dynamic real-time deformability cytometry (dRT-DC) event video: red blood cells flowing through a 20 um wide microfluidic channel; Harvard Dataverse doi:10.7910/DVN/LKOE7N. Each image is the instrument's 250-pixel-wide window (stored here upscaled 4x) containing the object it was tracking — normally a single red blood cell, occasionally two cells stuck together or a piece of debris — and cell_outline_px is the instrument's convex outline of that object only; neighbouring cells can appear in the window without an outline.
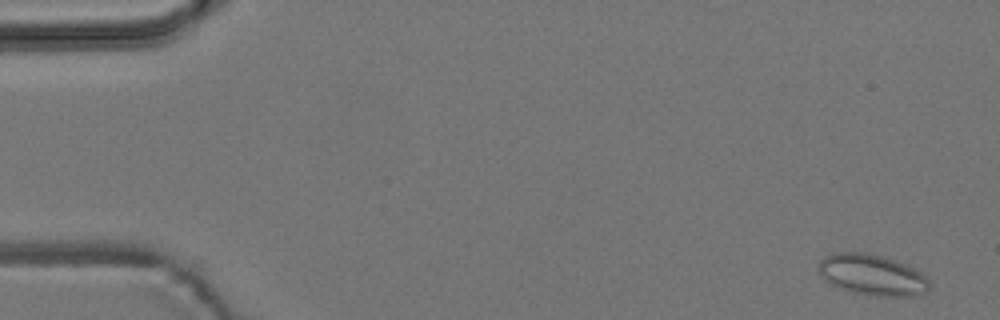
{"species": "common noctule bat (a hibernating species)", "species_latin": "Nyctalus noctula", "temperature_condition": "room temperature", "stored_images_in_passage": 6, "camera_frame_rate_fps": 3000, "um_per_image_px": 0.085, "animal": {"sex": "male", "body_mass_g": 19.2, "forearm_length_mm": 51.8}, "frame": {"image": 1, "passage_image": 1, "time_ms": 0.0, "image_size_px": [1000, 320], "cell_outline_px": [[928, 288], [924, 292], [912, 296], [872, 296], [852, 292], [840, 288], [824, 280], [820, 276], [820, 260], [824, 256], [840, 252], [868, 252], [904, 264], [920, 272], [928, 280]], "centroid_in_image_um": [74.09, 23.37], "position_along_channel_um": 10.9, "area_um2": 26.07}}
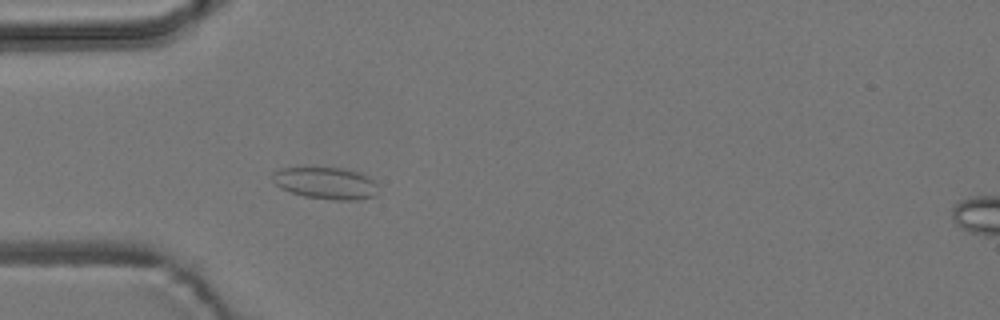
{"frame": {"image": 2, "passage_image": 5, "time_ms": 4.667, "image_size_px": [1000, 320], "cell_outline_px": [[376, 196], [360, 200], [332, 200], [304, 196], [280, 188], [272, 180], [272, 172], [280, 168], [304, 164], [344, 168], [360, 172], [372, 180], [376, 184]], "centroid_in_image_um": [27.62, 15.51], "position_along_channel_um": 57.4, "area_um2": 20.58}}